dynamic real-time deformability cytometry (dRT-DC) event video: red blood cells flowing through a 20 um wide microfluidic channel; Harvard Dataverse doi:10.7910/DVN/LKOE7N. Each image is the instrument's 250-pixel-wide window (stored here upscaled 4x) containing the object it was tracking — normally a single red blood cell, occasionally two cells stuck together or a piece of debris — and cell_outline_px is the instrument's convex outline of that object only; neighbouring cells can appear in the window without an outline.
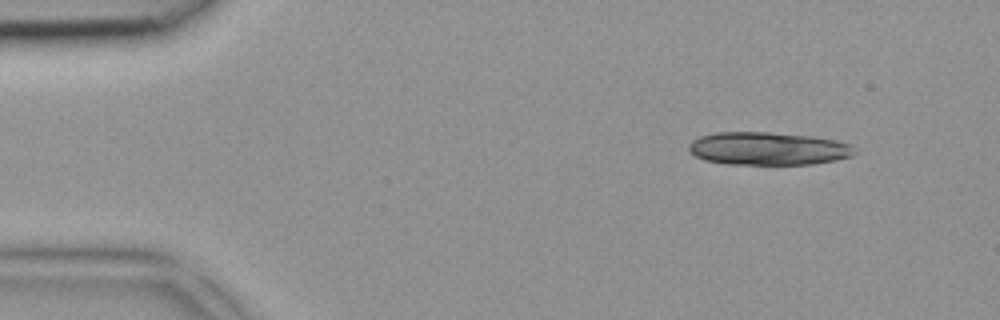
{"species": "common noctule bat (a hibernating species)", "species_latin": "Nyctalus noctula", "temperature_condition": "room temperature", "stored_images_in_passage": 2, "camera_frame_rate_fps": 3000, "um_per_image_px": 0.085, "animal": {"sex": "female", "body_mass_g": 18.4}, "frame": {"image": 1, "passage_image": 1, "time_ms": 0.0, "image_size_px": [1000, 320], "cell_outline_px": [[856, 152], [852, 156], [836, 160], [812, 164], [728, 164], [704, 160], [688, 152], [688, 144], [692, 140], [700, 136], [716, 132], [768, 132], [812, 136], [836, 140], [852, 144]], "centroid_in_image_um": [65.28, 12.62], "position_along_channel_um": 19.7, "area_um2": 32.08}}